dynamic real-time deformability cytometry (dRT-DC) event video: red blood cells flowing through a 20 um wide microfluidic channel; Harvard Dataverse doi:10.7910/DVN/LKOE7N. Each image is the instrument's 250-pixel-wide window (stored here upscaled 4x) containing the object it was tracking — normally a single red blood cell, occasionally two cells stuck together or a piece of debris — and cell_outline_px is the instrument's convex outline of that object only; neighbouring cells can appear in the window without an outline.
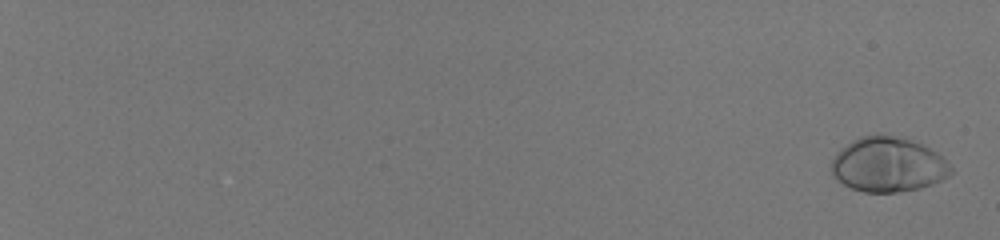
{"species": "human", "species_latin": "Homo sapiens", "temperature_condition": "room temperature", "stored_images_in_passage": 59, "camera_frame_rate_fps": 3000, "um_per_image_px": 0.085, "donor": {"sex": "male"}, "frame": {"image": 1, "passage_image": 2, "time_ms": 0.333, "image_size_px": [1000, 240], "cell_outline_px": [[952, 172], [948, 176], [932, 184], [920, 188], [896, 192], [864, 192], [852, 188], [836, 180], [832, 176], [832, 160], [836, 152], [840, 148], [852, 140], [860, 136], [876, 132], [924, 144], [936, 152], [952, 168]], "centroid_in_image_um": [75.44, 13.98], "position_along_channel_um": 9.6, "area_um2": 38.21}}
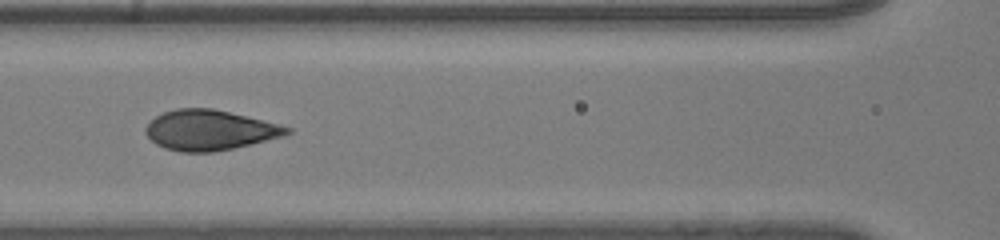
{"frame": {"image": 2, "passage_image": 34, "time_ms": 11.0, "image_size_px": [1000, 240], "cell_outline_px": [[292, 132], [284, 136], [232, 148], [212, 152], [180, 152], [164, 148], [156, 144], [144, 132], [144, 128], [156, 116], [164, 112], [176, 108], [212, 108], [280, 124], [292, 128]], "centroid_in_image_um": [17.81, 11.06], "position_along_channel_um": 148.8, "area_um2": 32.95}}
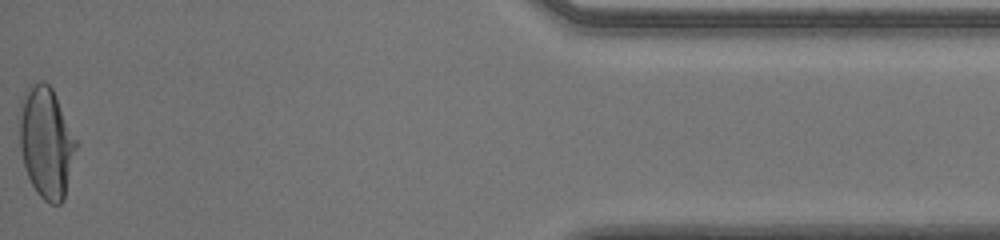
{"frame": {"image": 3, "passage_image": 59, "time_ms": 19.333, "image_size_px": [1000, 240], "cell_outline_px": [[80, 144], [64, 200], [60, 204], [48, 204], [36, 192], [28, 176], [24, 164], [20, 148], [20, 100], [28, 88], [40, 80], [44, 80], [52, 88]], "centroid_in_image_um": [3.98, 12.13], "position_along_channel_um": 431.2, "area_um2": 37.28}, "authors_computed_cell_mechanics": {"area_um2": 34.2754, "velocity_mm_per_s": 4.0433, "shape_relaxation_time_tau1_ms": 3.6839, "shape_relaxation_time_tau2_ms": null, "deformation_change_tau1": 0.2174, "deformation_change_tau2": null}}